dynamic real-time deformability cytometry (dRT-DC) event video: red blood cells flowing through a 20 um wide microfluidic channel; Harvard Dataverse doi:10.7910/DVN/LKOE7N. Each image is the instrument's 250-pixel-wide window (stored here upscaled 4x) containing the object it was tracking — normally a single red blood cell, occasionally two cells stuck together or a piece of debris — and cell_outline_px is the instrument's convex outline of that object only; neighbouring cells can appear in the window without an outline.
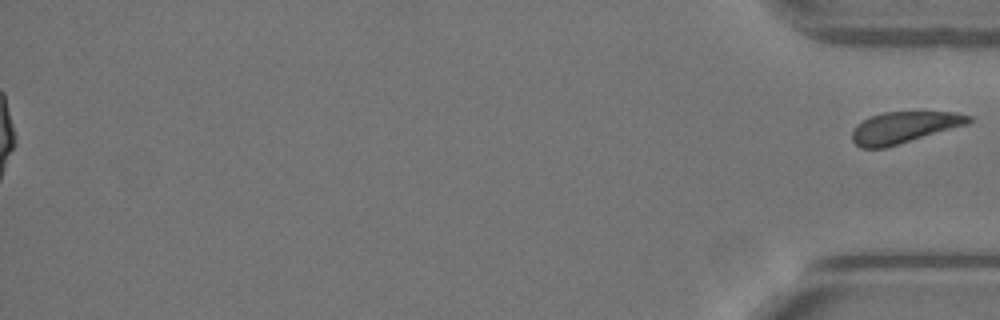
{"species": "Egyptian fruit bat (a non-hibernating species)", "species_latin": "Rousettus aegyptiacus", "temperature_condition": "warm", "stored_images_in_passage": 37, "segment_of_instrument_passage": [2, 2], "camera_frame_rate_fps": 3000, "um_per_image_px": 0.085, "animal": {"sex": "female"}, "frame": {"image": 1, "passage_image": 37, "time_ms": 12.0, "image_size_px": [1000, 320], "cell_outline_px": [[972, 120], [968, 124], [884, 148], [860, 148], [852, 140], [852, 132], [856, 124], [872, 116], [884, 112], [956, 112], [972, 116]], "centroid_in_image_um": [76.84, 10.82], "position_along_channel_um": 358.4, "area_um2": 21.15}}